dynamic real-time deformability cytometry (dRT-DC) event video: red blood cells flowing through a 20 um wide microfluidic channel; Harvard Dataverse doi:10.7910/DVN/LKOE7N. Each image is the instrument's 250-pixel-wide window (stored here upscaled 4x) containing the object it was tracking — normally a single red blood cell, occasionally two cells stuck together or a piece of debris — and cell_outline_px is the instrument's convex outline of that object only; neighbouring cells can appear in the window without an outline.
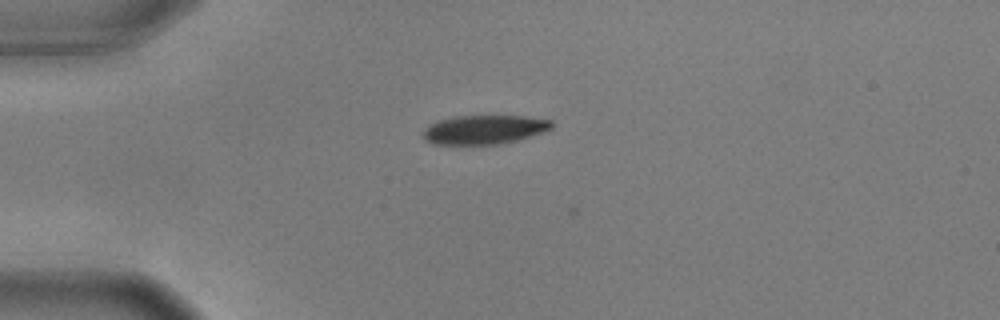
{"species": "common noctule bat (a hibernating species)", "species_latin": "Nyctalus noctula", "temperature_condition": "warm", "stored_images_in_passage": 5, "camera_frame_rate_fps": 3000, "um_per_image_px": 0.085, "animal": {"sex": "male", "body_mass_g": 17.9, "forearm_length_mm": 54.2}, "frame": {"image": 1, "passage_image": 1, "time_ms": 0.0, "image_size_px": [1000, 320], "cell_outline_px": [[552, 128], [516, 140], [496, 144], [432, 144], [424, 140], [424, 128], [428, 124], [440, 120], [456, 116], [524, 116], [552, 120]], "centroid_in_image_um": [41.11, 11.01], "position_along_channel_um": 43.9, "area_um2": 21.44}}